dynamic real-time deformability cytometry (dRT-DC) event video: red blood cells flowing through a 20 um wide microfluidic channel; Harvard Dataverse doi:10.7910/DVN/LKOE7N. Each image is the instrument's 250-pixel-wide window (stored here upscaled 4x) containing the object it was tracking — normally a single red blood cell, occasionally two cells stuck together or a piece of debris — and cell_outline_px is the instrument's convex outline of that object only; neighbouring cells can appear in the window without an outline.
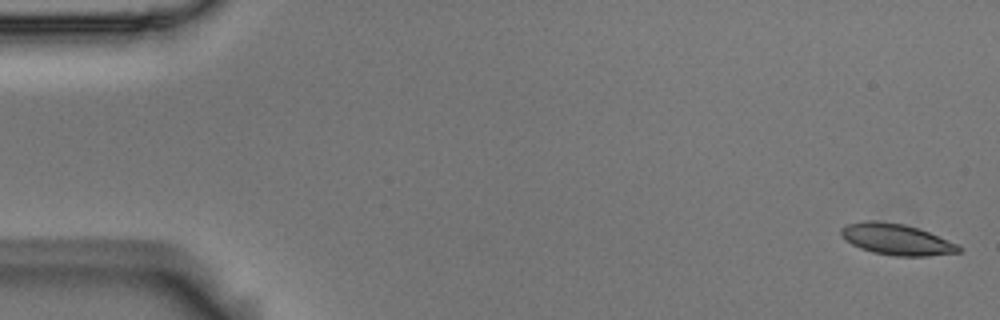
{"species": "Egyptian fruit bat (a non-hibernating species)", "species_latin": "Rousettus aegyptiacus", "temperature_condition": "room temperature", "stored_images_in_passage": 11, "camera_frame_rate_fps": 3000, "um_per_image_px": 0.085, "animal": {"sex": "male"}, "frame": {"image": 1, "passage_image": 1, "time_ms": 0.0, "image_size_px": [1000, 320], "cell_outline_px": [[964, 248], [960, 252], [928, 256], [896, 256], [872, 252], [860, 248], [852, 244], [840, 232], [840, 228], [848, 224], [864, 220], [880, 220], [904, 224], [928, 232], [960, 244]], "centroid_in_image_um": [76.25, 20.34], "position_along_channel_um": 8.8, "area_um2": 21.39}}
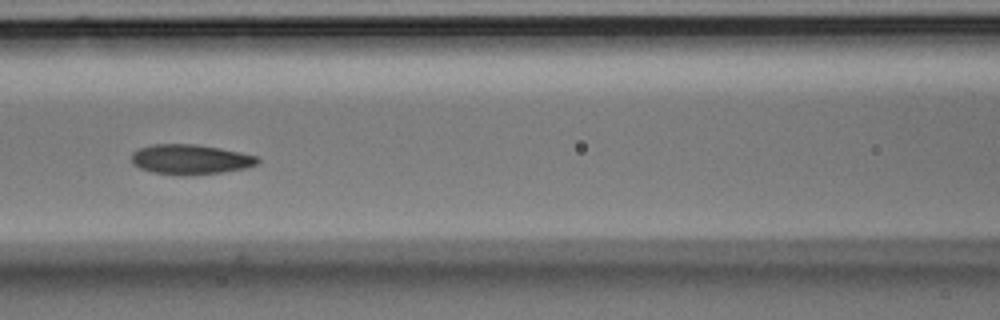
{"frame": {"image": 2, "passage_image": 7, "time_ms": 2.0, "image_size_px": [1000, 320], "cell_outline_px": [[260, 160], [256, 164], [244, 168], [224, 172], [184, 176], [152, 172], [140, 168], [132, 164], [132, 152], [140, 148], [152, 144], [196, 144], [220, 148], [260, 156]], "centroid_in_image_um": [16.19, 13.55], "position_along_channel_um": 150.4, "area_um2": 22.14}}
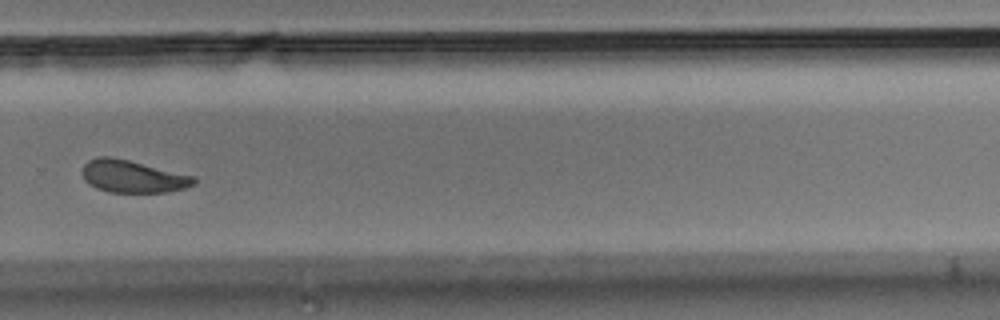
{"frame": {"image": 3, "passage_image": 11, "time_ms": 3.333, "image_size_px": [1000, 320], "cell_outline_px": [[196, 184], [184, 188], [168, 192], [108, 192], [96, 188], [88, 184], [84, 180], [84, 164], [88, 160], [100, 156], [108, 156], [128, 160], [196, 176]], "centroid_in_image_um": [11.31, 15.0], "position_along_channel_um": 318.5, "area_um2": 21.04}}